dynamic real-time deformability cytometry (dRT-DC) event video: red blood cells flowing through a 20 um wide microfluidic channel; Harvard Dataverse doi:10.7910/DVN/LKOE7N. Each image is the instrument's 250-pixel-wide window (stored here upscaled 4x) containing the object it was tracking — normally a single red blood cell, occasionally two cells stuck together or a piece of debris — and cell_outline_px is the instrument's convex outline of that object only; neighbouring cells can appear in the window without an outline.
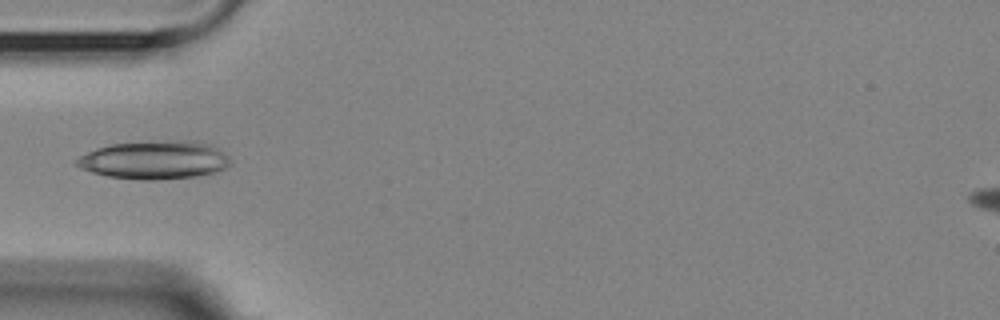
{"species": "Egyptian fruit bat (a non-hibernating species)", "species_latin": "Rousettus aegyptiacus", "temperature_condition": "room temperature", "stored_images_in_passage": 9, "camera_frame_rate_fps": 3000, "um_per_image_px": 0.085, "animal": {"sex": "female"}, "frame": {"image": 1, "passage_image": 3, "time_ms": 2.333, "image_size_px": [1000, 320], "cell_outline_px": [[232, 164], [216, 172], [200, 176], [152, 180], [144, 180], [108, 176], [92, 172], [80, 168], [72, 164], [72, 160], [96, 148], [112, 144], [176, 140], [196, 140], [212, 144], [228, 156]], "centroid_in_image_um": [13.15, 13.59], "position_along_channel_um": 71.9, "area_um2": 34.56}}
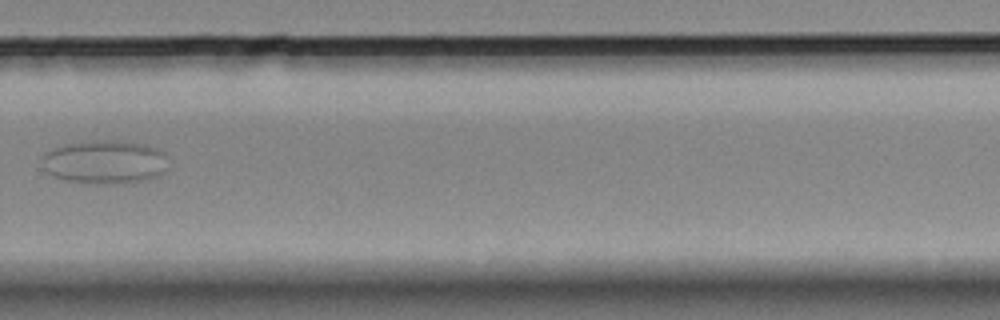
{"frame": {"image": 2, "passage_image": 9, "time_ms": 10.333, "image_size_px": [1000, 320], "cell_outline_px": [[164, 172], [160, 176], [148, 180], [104, 184], [92, 184], [64, 180], [52, 176], [44, 168], [40, 160], [40, 156], [44, 152], [52, 148], [64, 144], [80, 140], [120, 140], [144, 144], [156, 148], [164, 152]], "centroid_in_image_um": [8.82, 13.75], "position_along_channel_um": 321.0, "area_um2": 32.6}}